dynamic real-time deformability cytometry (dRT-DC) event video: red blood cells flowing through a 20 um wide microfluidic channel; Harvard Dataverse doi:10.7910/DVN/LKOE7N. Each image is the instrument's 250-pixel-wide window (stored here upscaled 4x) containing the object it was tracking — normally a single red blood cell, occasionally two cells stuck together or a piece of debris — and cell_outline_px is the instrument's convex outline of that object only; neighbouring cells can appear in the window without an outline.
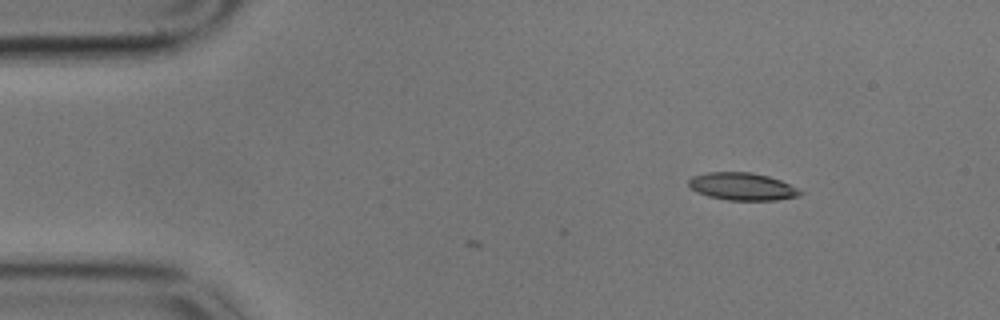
{"species": "common noctule bat (a hibernating species)", "species_latin": "Nyctalus noctula", "temperature_condition": "cold", "stored_images_in_passage": 4, "camera_frame_rate_fps": 3000, "um_per_image_px": 0.085, "animal": {"sex": "male", "body_mass_g": 17.9}, "frame": {"image": 1, "passage_image": 1, "time_ms": 0.0, "image_size_px": [1000, 320], "cell_outline_px": [[804, 192], [800, 196], [776, 200], [728, 200], [708, 196], [692, 188], [688, 184], [688, 180], [692, 176], [708, 172], [752, 172], [768, 176], [780, 180]], "centroid_in_image_um": [63.1, 15.85], "position_along_channel_um": 21.9, "area_um2": 17.74}}